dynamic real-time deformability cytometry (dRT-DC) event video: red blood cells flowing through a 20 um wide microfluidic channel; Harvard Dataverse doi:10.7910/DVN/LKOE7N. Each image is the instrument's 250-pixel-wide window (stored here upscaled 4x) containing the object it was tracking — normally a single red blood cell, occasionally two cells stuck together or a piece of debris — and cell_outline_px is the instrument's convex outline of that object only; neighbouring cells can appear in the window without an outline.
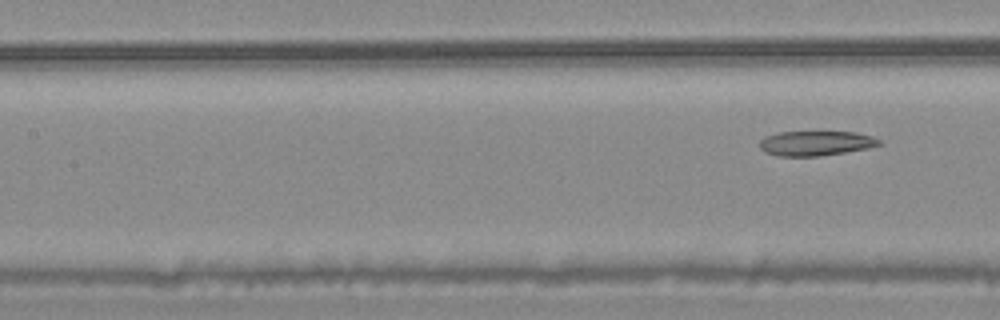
{"species": "common noctule bat (a hibernating species)", "species_latin": "Nyctalus noctula", "temperature_condition": "warm", "stored_images_in_passage": 7, "segment_of_instrument_passage": [2, 2], "camera_frame_rate_fps": 3000, "um_per_image_px": 0.085, "animal": {"sex": "male", "body_mass_g": 20.4}, "frame": {"image": 1, "passage_image": 7, "time_ms": 2.0, "image_size_px": [1000, 320], "cell_outline_px": [[884, 144], [868, 148], [820, 156], [780, 156], [764, 152], [760, 148], [760, 140], [764, 136], [780, 132], [856, 132], [872, 136], [880, 140]], "centroid_in_image_um": [69.35, 12.17], "position_along_channel_um": 138.1, "area_um2": 17.28}}